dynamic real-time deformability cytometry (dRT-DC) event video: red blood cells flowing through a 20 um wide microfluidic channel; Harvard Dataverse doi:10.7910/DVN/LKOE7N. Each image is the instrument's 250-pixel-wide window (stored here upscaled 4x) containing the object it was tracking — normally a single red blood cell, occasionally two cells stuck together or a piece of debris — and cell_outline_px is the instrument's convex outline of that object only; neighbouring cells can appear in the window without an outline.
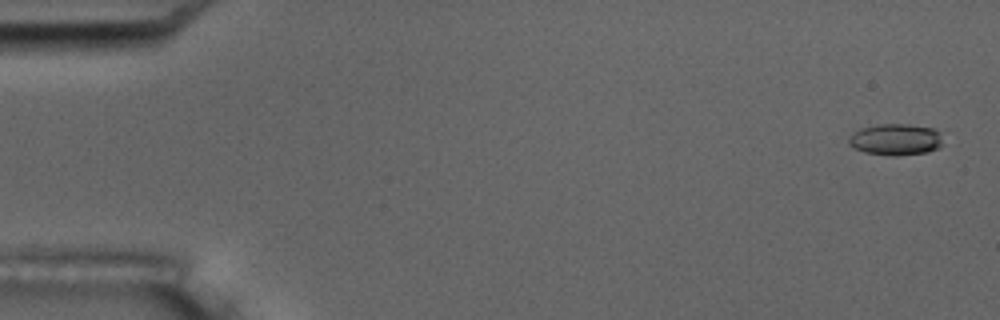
{"species": "common noctule bat (a hibernating species)", "species_latin": "Nyctalus noctula", "temperature_condition": "room temperature", "stored_images_in_passage": 5, "camera_frame_rate_fps": 3000, "um_per_image_px": 0.085, "animal": {"sex": "male", "body_mass_g": 17.5, "forearm_length_mm": 52.3}, "frame": {"image": 1, "passage_image": 1, "time_ms": 0.0, "image_size_px": [1000, 320], "cell_outline_px": [[940, 148], [928, 152], [896, 156], [892, 156], [864, 152], [848, 144], [848, 136], [852, 132], [860, 128], [876, 124], [908, 124], [932, 128], [940, 132]], "centroid_in_image_um": [76.09, 11.85], "position_along_channel_um": 8.9, "area_um2": 17.4}}
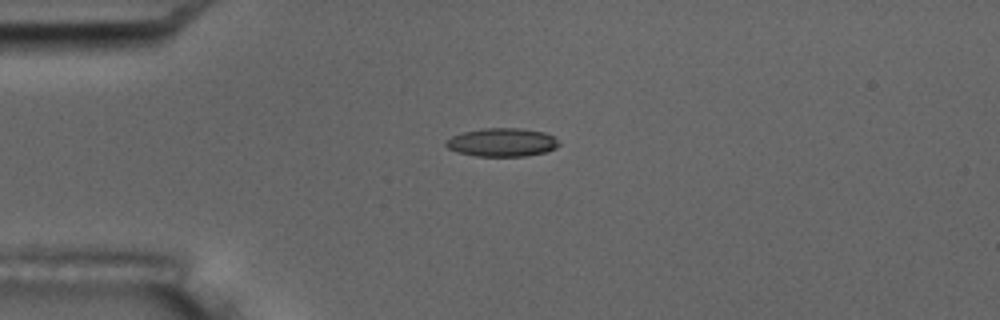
{"frame": {"image": 2, "passage_image": 5, "time_ms": 4.333, "image_size_px": [1000, 320], "cell_outline_px": [[560, 144], [556, 148], [544, 152], [524, 156], [476, 156], [456, 152], [448, 148], [444, 144], [444, 140], [452, 136], [464, 132], [480, 128], [520, 128], [544, 132], [552, 136]], "centroid_in_image_um": [42.62, 12.09], "position_along_channel_um": 42.4, "area_um2": 18.73}}